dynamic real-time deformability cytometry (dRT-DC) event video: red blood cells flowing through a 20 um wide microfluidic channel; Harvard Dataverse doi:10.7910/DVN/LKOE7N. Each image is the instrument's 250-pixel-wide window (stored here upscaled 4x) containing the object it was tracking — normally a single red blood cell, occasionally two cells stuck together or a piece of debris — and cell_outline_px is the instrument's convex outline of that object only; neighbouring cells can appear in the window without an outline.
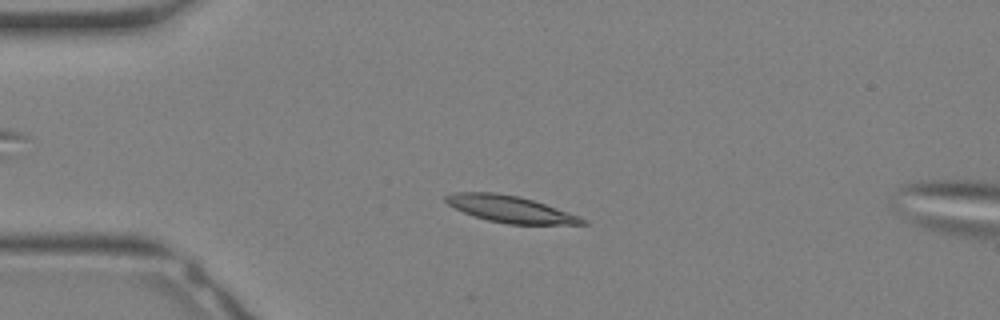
{"species": "Egyptian fruit bat (a non-hibernating species)", "species_latin": "Rousettus aegyptiacus", "temperature_condition": "warm", "stored_images_in_passage": 8, "camera_frame_rate_fps": 3000, "um_per_image_px": 0.085, "animal": {"sex": "female"}, "frame": {"image": 1, "passage_image": 6, "time_ms": 1.667, "image_size_px": [1000, 320], "cell_outline_px": [[588, 224], [508, 224], [488, 220], [464, 212], [448, 204], [444, 200], [444, 196], [452, 192], [496, 192], [520, 196], [556, 208], [588, 220]], "centroid_in_image_um": [43.34, 17.76], "position_along_channel_um": 41.7, "area_um2": 20.98}}